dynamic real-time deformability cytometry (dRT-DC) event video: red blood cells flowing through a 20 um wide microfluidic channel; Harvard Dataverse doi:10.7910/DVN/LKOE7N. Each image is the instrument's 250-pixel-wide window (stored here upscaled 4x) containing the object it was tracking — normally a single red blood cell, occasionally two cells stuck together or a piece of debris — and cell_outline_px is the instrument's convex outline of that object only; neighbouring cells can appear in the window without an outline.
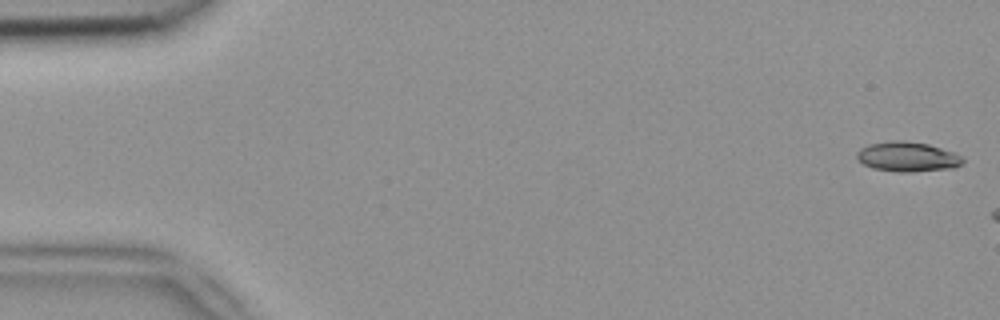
{"species": "common noctule bat (a hibernating species)", "species_latin": "Nyctalus noctula", "temperature_condition": "room temperature", "stored_images_in_passage": 7, "camera_frame_rate_fps": 3000, "um_per_image_px": 0.085, "animal": {"sex": "female", "body_mass_g": 18.4}, "frame": {"image": 1, "passage_image": 1, "time_ms": 0.0, "image_size_px": [1000, 320], "cell_outline_px": [[964, 160], [960, 164], [952, 168], [912, 172], [896, 172], [872, 168], [864, 164], [856, 156], [856, 152], [860, 148], [868, 144], [892, 140], [904, 140], [928, 144], [964, 156]], "centroid_in_image_um": [77.11, 13.32], "position_along_channel_um": 7.9, "area_um2": 18.44}}